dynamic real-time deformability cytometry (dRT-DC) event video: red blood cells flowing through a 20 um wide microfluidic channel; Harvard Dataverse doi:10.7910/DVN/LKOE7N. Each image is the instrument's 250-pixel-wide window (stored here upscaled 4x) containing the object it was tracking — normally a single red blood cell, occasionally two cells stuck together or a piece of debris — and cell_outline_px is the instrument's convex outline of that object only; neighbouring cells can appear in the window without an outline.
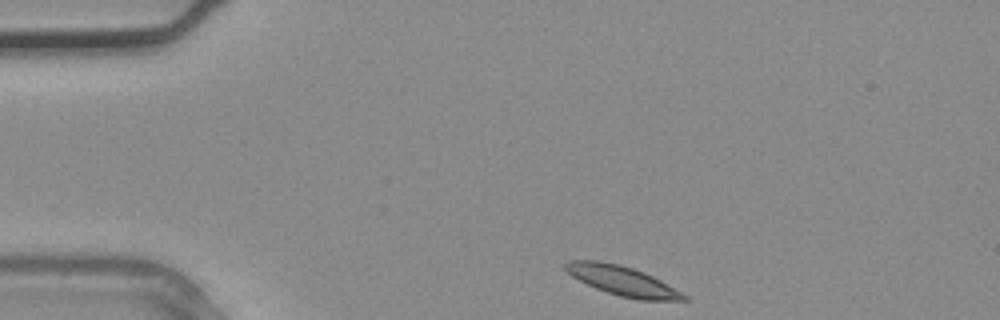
{"species": "common noctule bat (a hibernating species)", "species_latin": "Nyctalus noctula", "temperature_condition": "warm", "stored_images_in_passage": 3, "camera_frame_rate_fps": 3000, "um_per_image_px": 0.085, "animal": {"sex": "male", "body_mass_g": 20.4}, "frame": {"image": 1, "passage_image": 1, "time_ms": 0.0, "image_size_px": [1000, 320], "cell_outline_px": [[692, 300], [640, 300], [620, 296], [596, 288], [572, 276], [564, 268], [564, 264], [568, 260], [600, 260], [620, 264], [644, 272], [660, 280], [688, 296]], "centroid_in_image_um": [52.91, 23.85], "position_along_channel_um": 32.1, "area_um2": 20.23}}